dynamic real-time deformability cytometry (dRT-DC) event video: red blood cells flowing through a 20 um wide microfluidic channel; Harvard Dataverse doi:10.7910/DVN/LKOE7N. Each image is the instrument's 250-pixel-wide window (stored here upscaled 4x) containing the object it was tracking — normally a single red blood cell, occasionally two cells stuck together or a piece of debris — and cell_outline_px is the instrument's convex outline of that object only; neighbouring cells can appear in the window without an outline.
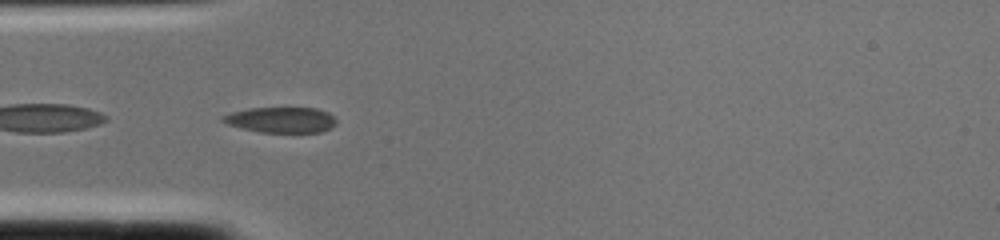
{"species": "common noctule bat (a hibernating species)", "species_latin": "Nyctalus noctula", "temperature_condition": "cold", "stored_images_in_passage": 1, "camera_frame_rate_fps": 3000, "um_per_image_px": 0.085, "animal": {"sex": "female", "body_mass_g": 22.0, "forearm_length_mm": 56.7}, "frame": {"image": 1, "passage_image": 1, "time_ms": 0.0, "image_size_px": [1000, 240], "cell_outline_px": [[336, 124], [332, 128], [320, 132], [260, 132], [224, 124], [220, 120], [220, 116], [232, 112], [248, 108], [316, 108], [328, 112], [336, 120]], "centroid_in_image_um": [23.85, 10.19], "position_along_channel_um": 61.1, "area_um2": 17.05}}